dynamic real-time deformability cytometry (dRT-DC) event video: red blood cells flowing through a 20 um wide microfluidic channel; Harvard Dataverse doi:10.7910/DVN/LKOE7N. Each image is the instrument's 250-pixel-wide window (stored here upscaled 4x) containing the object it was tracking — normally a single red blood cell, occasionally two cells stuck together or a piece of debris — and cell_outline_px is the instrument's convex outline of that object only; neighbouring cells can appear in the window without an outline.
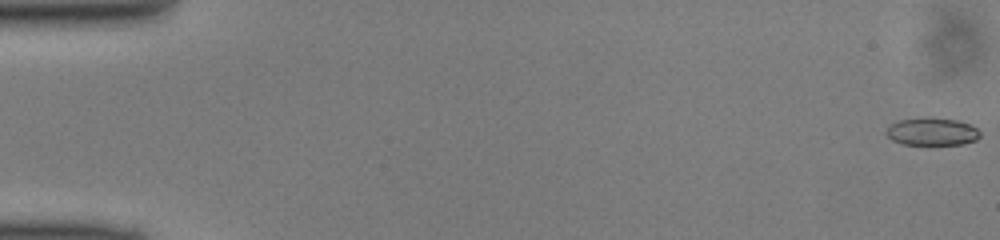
{"species": "common noctule bat (a hibernating species)", "species_latin": "Nyctalus noctula", "temperature_condition": "cold", "stored_images_in_passage": 50, "camera_frame_rate_fps": 3000, "um_per_image_px": 0.085, "animal": {"sex": "male", "body_mass_g": 13.0, "forearm_length_mm": 53.1}, "frame": {"image": 1, "passage_image": 1, "time_ms": 0.0, "image_size_px": [1000, 240], "cell_outline_px": [[980, 136], [976, 140], [964, 144], [904, 144], [892, 140], [884, 132], [892, 124], [900, 120], [924, 116], [932, 116], [956, 120], [968, 124], [976, 128], [980, 132]], "centroid_in_image_um": [79.22, 11.17], "position_along_channel_um": 5.8, "area_um2": 15.2}}
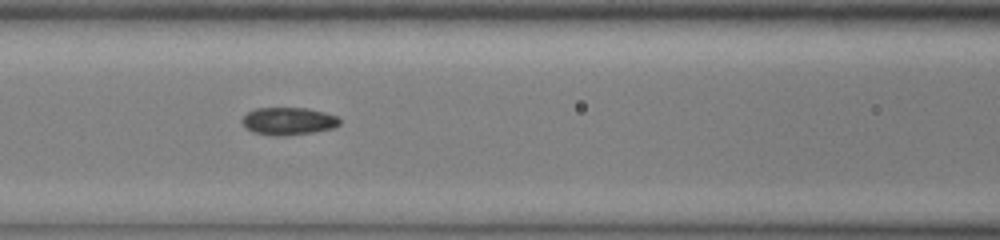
{"frame": {"image": 2, "passage_image": 22, "time_ms": 7.0, "image_size_px": [1000, 240], "cell_outline_px": [[340, 124], [332, 128], [312, 132], [284, 136], [276, 136], [252, 132], [240, 120], [248, 112], [256, 108], [308, 108], [340, 116]], "centroid_in_image_um": [24.53, 10.29], "position_along_channel_um": 142.1, "area_um2": 15.66}}
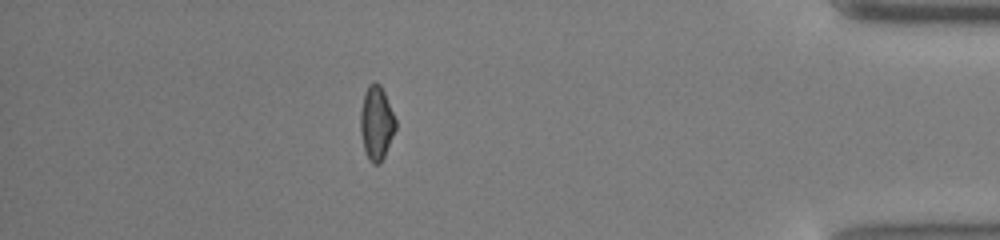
{"frame": {"image": 3, "passage_image": 44, "time_ms": 14.333, "image_size_px": [1000, 240], "cell_outline_px": [[396, 128], [384, 156], [380, 164], [372, 164], [368, 160], [364, 148], [360, 132], [360, 112], [364, 92], [368, 84], [380, 84], [384, 92], [396, 120]], "centroid_in_image_um": [31.98, 10.48], "position_along_channel_um": 403.2, "area_um2": 15.09}}